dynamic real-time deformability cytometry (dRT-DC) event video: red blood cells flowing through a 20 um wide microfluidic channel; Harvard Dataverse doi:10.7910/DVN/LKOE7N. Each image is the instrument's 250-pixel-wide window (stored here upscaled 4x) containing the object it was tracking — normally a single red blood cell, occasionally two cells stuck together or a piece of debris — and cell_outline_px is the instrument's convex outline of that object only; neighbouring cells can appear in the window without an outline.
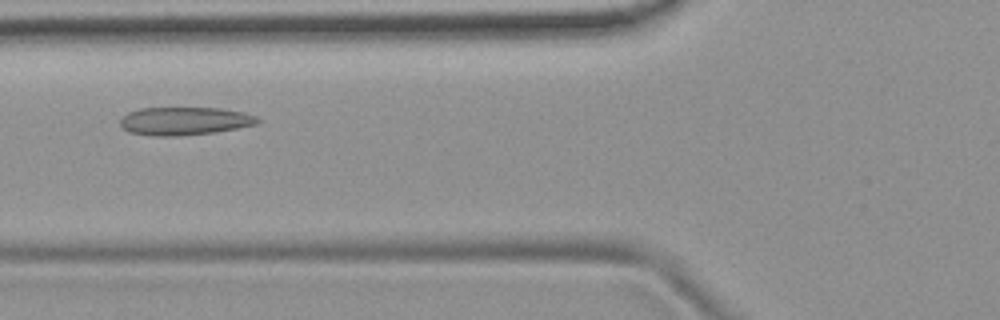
{"species": "common noctule bat (a hibernating species)", "species_latin": "Nyctalus noctula", "temperature_condition": "room temperature", "stored_images_in_passage": 6, "camera_frame_rate_fps": 3000, "um_per_image_px": 0.085, "animal": {"sex": "female", "body_mass_g": 19.9}, "frame": {"image": 1, "passage_image": 4, "time_ms": 1.0, "image_size_px": [1000, 320], "cell_outline_px": [[260, 120], [256, 124], [216, 132], [176, 136], [152, 136], [128, 132], [120, 124], [120, 120], [128, 112], [140, 108], [220, 108], [244, 112], [256, 116]], "centroid_in_image_um": [15.67, 10.29], "position_along_channel_um": 110.1, "area_um2": 22.43}}
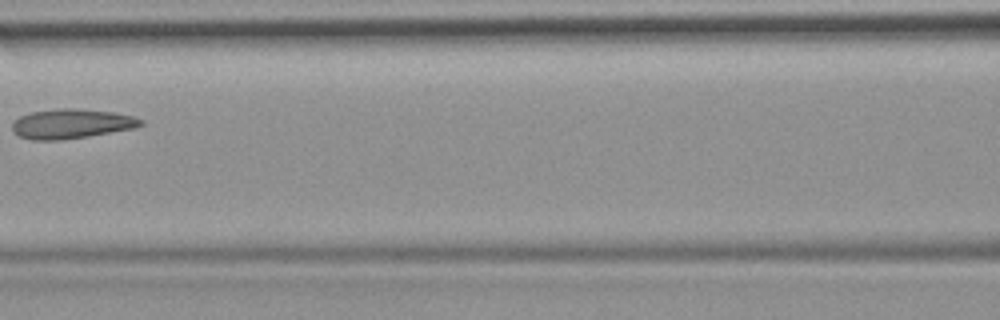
{"frame": {"image": 2, "passage_image": 5, "time_ms": 1.333, "image_size_px": [1000, 320], "cell_outline_px": [[144, 124], [136, 128], [64, 140], [32, 140], [20, 136], [12, 132], [12, 124], [20, 116], [28, 112], [56, 108], [80, 108], [112, 112], [132, 116], [144, 120]], "centroid_in_image_um": [6.07, 10.51], "position_along_channel_um": 160.5, "area_um2": 22.43}}
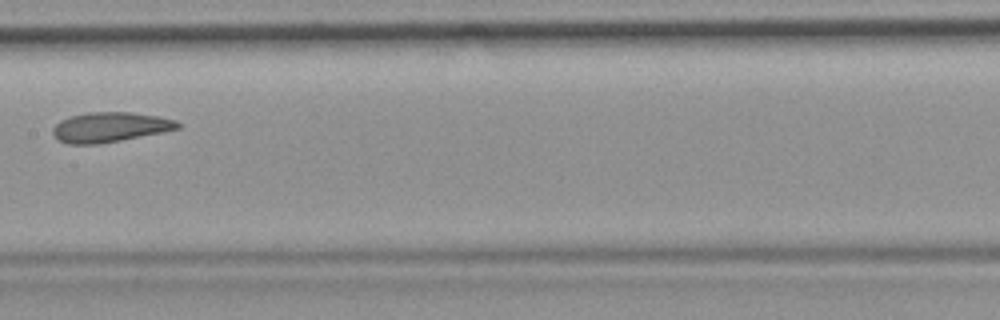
{"frame": {"image": 3, "passage_image": 6, "time_ms": 1.667, "image_size_px": [1000, 320], "cell_outline_px": [[180, 128], [164, 132], [120, 140], [96, 144], [68, 144], [60, 140], [52, 132], [52, 128], [60, 120], [68, 116], [88, 112], [132, 112], [156, 116], [176, 120], [180, 124]], "centroid_in_image_um": [9.34, 10.8], "position_along_channel_um": 198.1, "area_um2": 21.68}}